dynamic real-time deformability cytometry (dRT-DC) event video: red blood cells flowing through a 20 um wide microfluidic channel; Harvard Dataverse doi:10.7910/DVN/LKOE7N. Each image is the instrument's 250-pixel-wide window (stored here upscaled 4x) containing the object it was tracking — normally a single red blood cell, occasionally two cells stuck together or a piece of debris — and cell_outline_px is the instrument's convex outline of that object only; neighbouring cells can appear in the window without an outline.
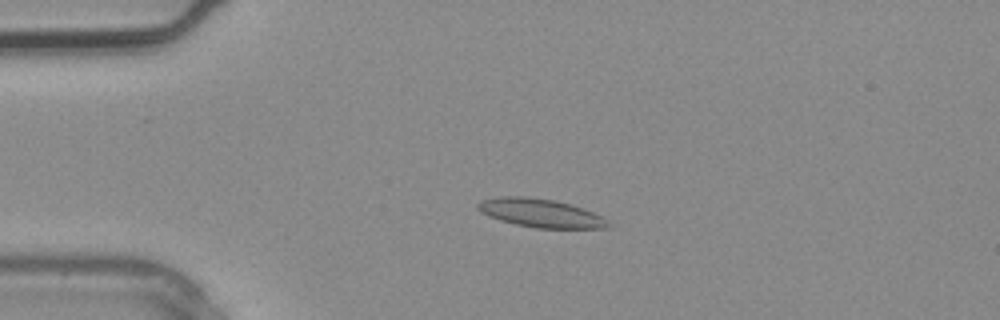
{"species": "common noctule bat (a hibernating species)", "species_latin": "Nyctalus noctula", "temperature_condition": "warm", "stored_images_in_passage": 2, "camera_frame_rate_fps": 3000, "um_per_image_px": 0.085, "animal": {"sex": "male", "body_mass_g": 20.4}, "frame": {"image": 1, "passage_image": 2, "time_ms": 0.333, "image_size_px": [1000, 320], "cell_outline_px": [[612, 224], [608, 228], [536, 228], [516, 224], [500, 220], [488, 216], [480, 212], [476, 208], [476, 204], [480, 200], [504, 196], [528, 196], [556, 200], [572, 204], [592, 212], [608, 220]], "centroid_in_image_um": [45.94, 18.1], "position_along_channel_um": 39.1, "area_um2": 21.79}}